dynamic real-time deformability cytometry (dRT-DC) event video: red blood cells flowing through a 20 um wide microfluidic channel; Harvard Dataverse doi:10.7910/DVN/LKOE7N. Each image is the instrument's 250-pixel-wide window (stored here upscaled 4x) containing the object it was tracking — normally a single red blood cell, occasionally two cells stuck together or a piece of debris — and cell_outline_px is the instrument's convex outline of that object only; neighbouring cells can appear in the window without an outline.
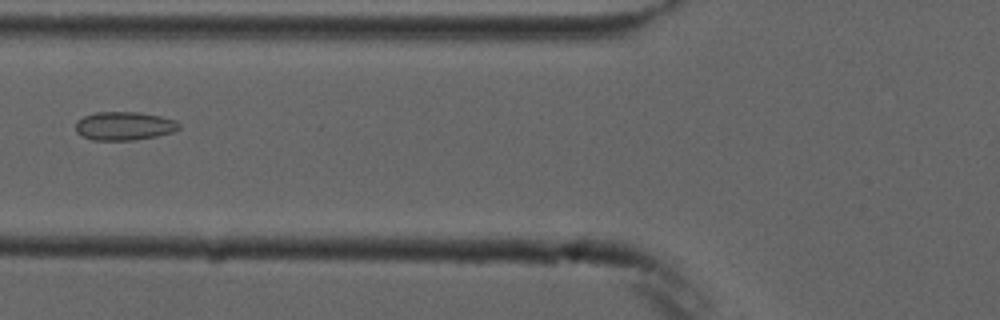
{"species": "common noctule bat (a hibernating species)", "species_latin": "Nyctalus noctula", "temperature_condition": "cold", "stored_images_in_passage": 5, "camera_frame_rate_fps": 3000, "um_per_image_px": 0.085, "animal": {"sex": "male", "forearm_length_mm": 52.5}, "frame": {"image": 1, "passage_image": 4, "time_ms": 3.667, "image_size_px": [1000, 320], "cell_outline_px": [[180, 128], [172, 132], [156, 136], [132, 140], [92, 140], [80, 136], [76, 132], [76, 120], [84, 116], [96, 112], [140, 112], [160, 116], [176, 120], [180, 124]], "centroid_in_image_um": [10.53, 10.7], "position_along_channel_um": 115.3, "area_um2": 17.28}}
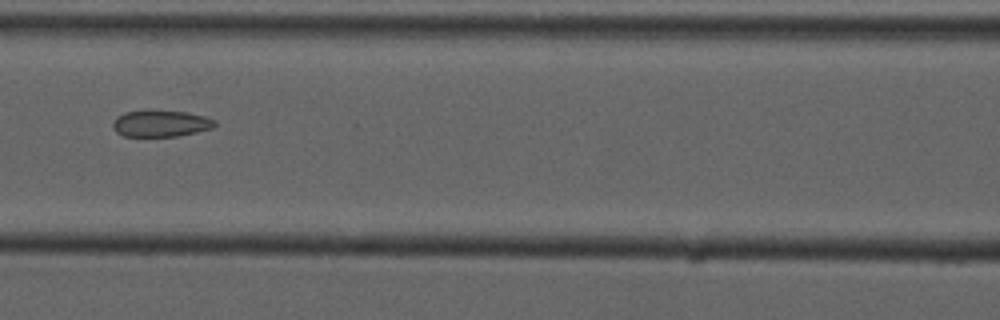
{"frame": {"image": 2, "passage_image": 5, "time_ms": 4.667, "image_size_px": [1000, 320], "cell_outline_px": [[216, 124], [212, 128], [196, 132], [176, 136], [124, 136], [116, 132], [112, 128], [112, 124], [116, 116], [124, 112], [188, 112], [204, 116], [216, 120]], "centroid_in_image_um": [13.65, 10.52], "position_along_channel_um": 152.9, "area_um2": 15.37}}